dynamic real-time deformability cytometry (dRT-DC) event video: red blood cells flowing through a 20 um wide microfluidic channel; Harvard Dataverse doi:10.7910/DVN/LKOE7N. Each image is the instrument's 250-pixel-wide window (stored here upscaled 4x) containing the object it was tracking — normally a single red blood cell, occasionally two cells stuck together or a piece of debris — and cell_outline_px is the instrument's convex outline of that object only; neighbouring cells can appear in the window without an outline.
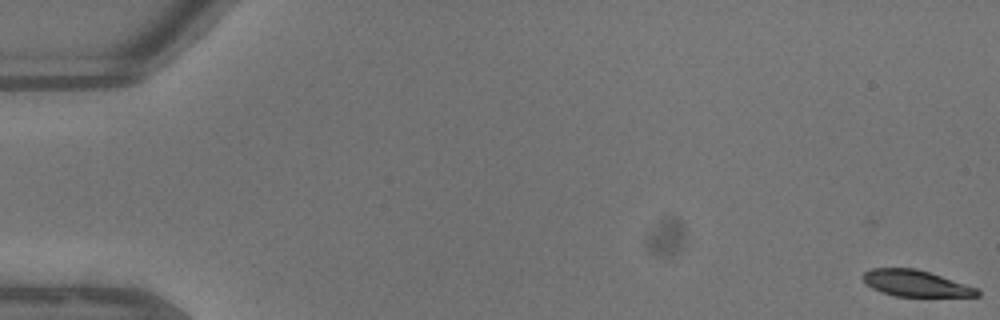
{"species": "common noctule bat (a hibernating species)", "species_latin": "Nyctalus noctula", "temperature_condition": "warm", "stored_images_in_passage": 46, "camera_frame_rate_fps": 3000, "um_per_image_px": 0.085, "animal": {"sex": "male", "body_mass_g": 13.3}, "frame": {"image": 1, "passage_image": 1, "time_ms": 0.0, "image_size_px": [1000, 320], "cell_outline_px": [[980, 296], [896, 296], [880, 292], [872, 288], [864, 280], [864, 272], [872, 268], [916, 268], [976, 288], [980, 292]], "centroid_in_image_um": [77.8, 24.08], "position_along_channel_um": 7.2, "area_um2": 17.11}}
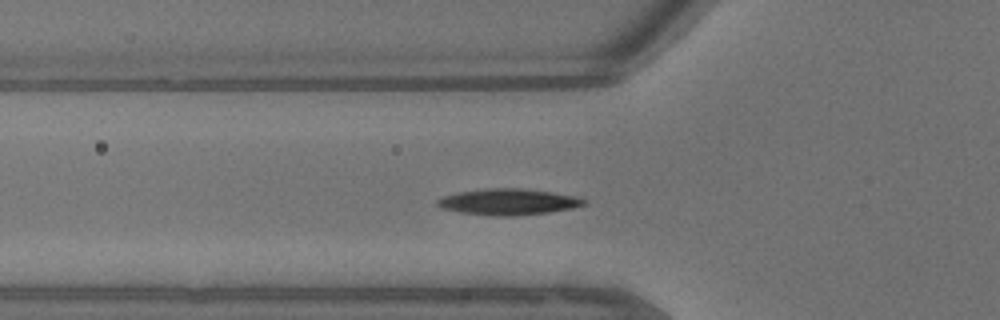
{"frame": {"image": 2, "passage_image": 17, "time_ms": 5.333, "image_size_px": [1000, 320], "cell_outline_px": [[588, 204], [572, 208], [548, 212], [512, 216], [492, 216], [460, 212], [440, 208], [436, 204], [436, 200], [444, 196], [456, 192], [484, 188], [524, 188], [552, 192], [576, 196], [588, 200]], "centroid_in_image_um": [43.21, 17.15], "position_along_channel_um": 82.6, "area_um2": 22.6}}
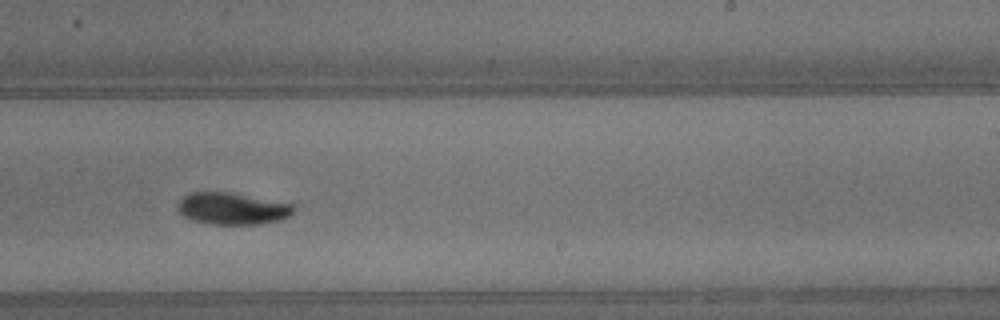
{"frame": {"image": 3, "passage_image": 29, "time_ms": 9.333, "image_size_px": [1000, 320], "cell_outline_px": [[296, 208], [288, 216], [280, 220], [256, 224], [212, 224], [192, 220], [184, 216], [180, 212], [176, 204], [188, 192], [228, 192], [292, 204]], "centroid_in_image_um": [19.7, 17.73], "position_along_channel_um": 269.3, "area_um2": 21.27}, "authors_computed_cell_mechanics": {"area_um2": 20.808, "velocity_mm_per_s": 4.665, "shape_relaxation_time_tau1_ms": 2.7776, "shape_relaxation_time_tau2_ms": null, "deformation_change_tau1": 0.141, "deformation_change_tau2": null}}